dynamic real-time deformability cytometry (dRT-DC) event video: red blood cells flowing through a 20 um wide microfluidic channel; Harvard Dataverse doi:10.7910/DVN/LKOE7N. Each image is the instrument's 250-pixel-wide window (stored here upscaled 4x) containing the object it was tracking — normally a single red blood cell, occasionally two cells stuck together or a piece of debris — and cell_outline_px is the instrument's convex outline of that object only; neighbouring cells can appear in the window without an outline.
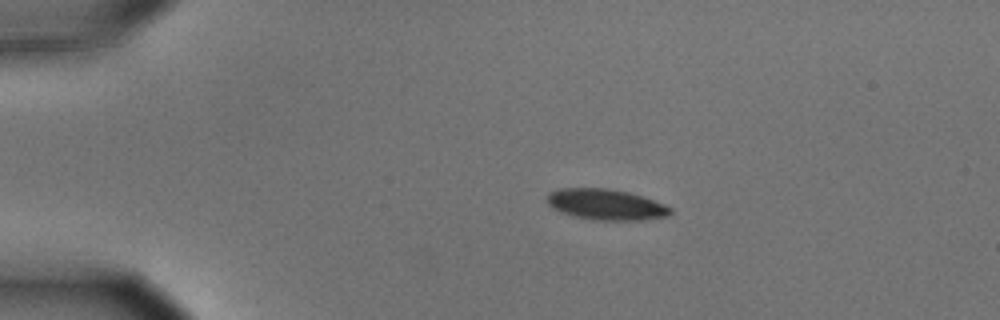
{"species": "common noctule bat (a hibernating species)", "species_latin": "Nyctalus noctula", "temperature_condition": "cold", "stored_images_in_passage": 5, "camera_frame_rate_fps": 3000, "um_per_image_px": 0.085, "animal": {"sex": "male", "body_mass_g": 15.6}, "frame": {"image": 1, "passage_image": 3, "time_ms": 0.667, "image_size_px": [1000, 320], "cell_outline_px": [[672, 212], [668, 216], [640, 220], [596, 220], [576, 216], [560, 212], [552, 208], [544, 200], [548, 192], [560, 188], [608, 188], [628, 192], [664, 204], [672, 208]], "centroid_in_image_um": [51.45, 17.37], "position_along_channel_um": 33.6, "area_um2": 22.2}}
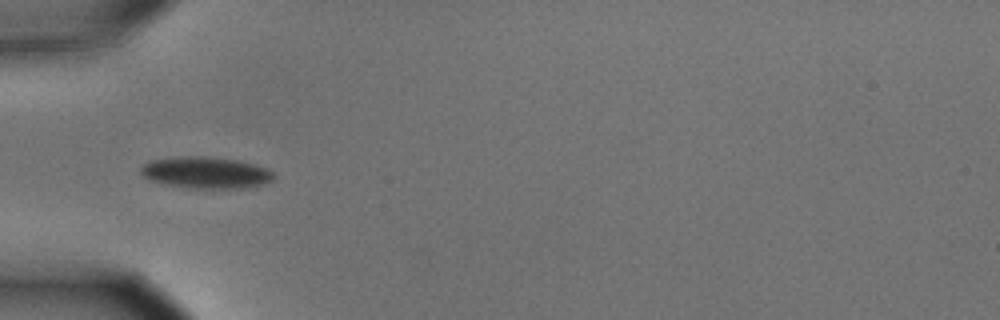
{"frame": {"image": 2, "passage_image": 5, "time_ms": 1.333, "image_size_px": [1000, 320], "cell_outline_px": [[276, 176], [272, 180], [264, 184], [244, 188], [188, 188], [164, 184], [148, 180], [140, 176], [140, 168], [148, 160], [180, 156], [208, 156], [240, 160], [268, 168]], "centroid_in_image_um": [17.47, 14.66], "position_along_channel_um": 67.5, "area_um2": 24.97}}